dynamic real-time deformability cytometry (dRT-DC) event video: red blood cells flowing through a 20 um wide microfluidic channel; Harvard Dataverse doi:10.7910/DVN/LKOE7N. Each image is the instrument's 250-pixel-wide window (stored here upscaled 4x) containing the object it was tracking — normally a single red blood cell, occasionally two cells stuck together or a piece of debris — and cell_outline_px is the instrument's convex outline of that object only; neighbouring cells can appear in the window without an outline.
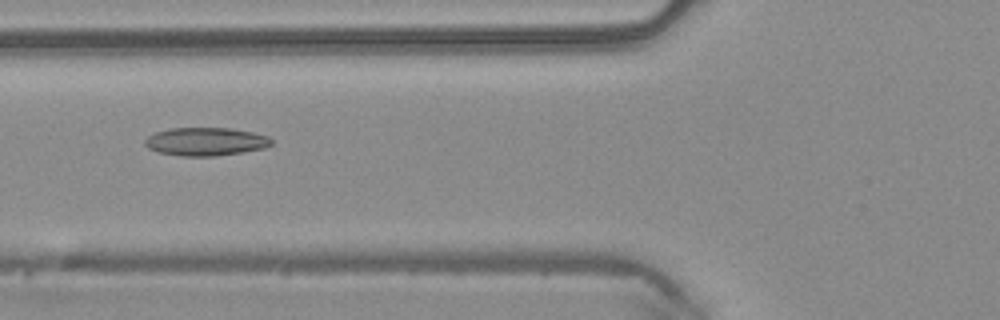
{"species": "common noctule bat (a hibernating species)", "species_latin": "Nyctalus noctula", "temperature_condition": "warm", "stored_images_in_passage": 49, "camera_frame_rate_fps": 3000, "um_per_image_px": 0.085, "animal": {"sex": "male", "body_mass_g": 20.4}, "frame": {"image": 1, "passage_image": 19, "time_ms": 6.0, "image_size_px": [1000, 320], "cell_outline_px": [[272, 144], [264, 148], [244, 152], [216, 156], [180, 156], [156, 152], [148, 148], [144, 144], [144, 140], [148, 136], [156, 132], [168, 128], [228, 128], [252, 132], [268, 136], [272, 140]], "centroid_in_image_um": [17.46, 12.04], "position_along_channel_um": 108.3, "area_um2": 20.92}}
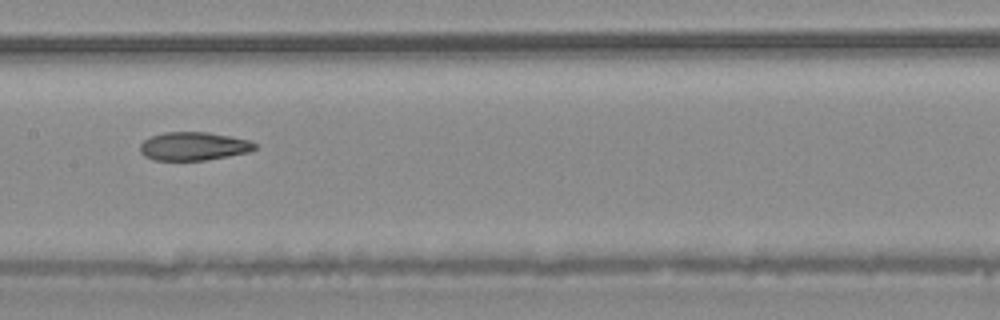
{"frame": {"image": 2, "passage_image": 25, "time_ms": 8.0, "image_size_px": [1000, 320], "cell_outline_px": [[256, 148], [248, 152], [228, 156], [204, 160], [152, 160], [144, 156], [140, 152], [140, 144], [144, 140], [152, 136], [164, 132], [208, 132], [248, 140], [256, 144]], "centroid_in_image_um": [16.42, 12.43], "position_along_channel_um": 191.0, "area_um2": 18.84}}
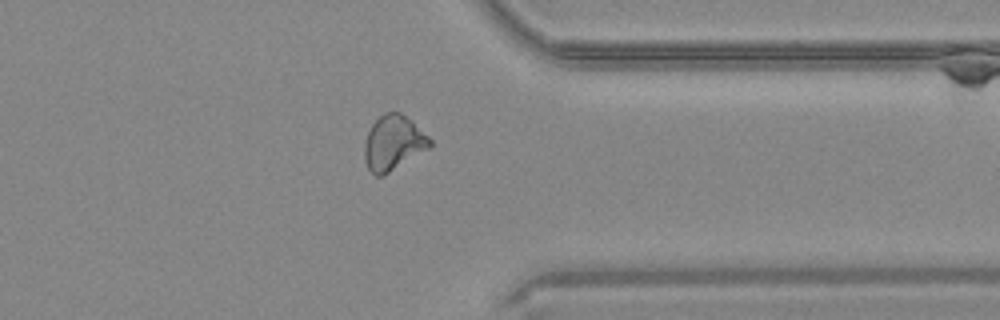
{"frame": {"image": 3, "passage_image": 39, "time_ms": 12.667, "image_size_px": [1000, 320], "cell_outline_px": [[432, 144], [428, 148], [384, 176], [376, 176], [368, 168], [364, 160], [364, 144], [368, 132], [372, 124], [384, 112], [400, 112], [412, 120], [432, 140]], "centroid_in_image_um": [33.42, 12.14], "position_along_channel_um": 378.0, "area_um2": 20.87}, "authors_computed_cell_mechanics": {"area_um2": 20.9236, "velocity_mm_per_s": 4.1266, "shape_relaxation_time_tau1_ms": null, "shape_relaxation_time_tau2_ms": 2.9488, "deformation_change_tau1": null, "deformation_change_tau2": 0.0957}}